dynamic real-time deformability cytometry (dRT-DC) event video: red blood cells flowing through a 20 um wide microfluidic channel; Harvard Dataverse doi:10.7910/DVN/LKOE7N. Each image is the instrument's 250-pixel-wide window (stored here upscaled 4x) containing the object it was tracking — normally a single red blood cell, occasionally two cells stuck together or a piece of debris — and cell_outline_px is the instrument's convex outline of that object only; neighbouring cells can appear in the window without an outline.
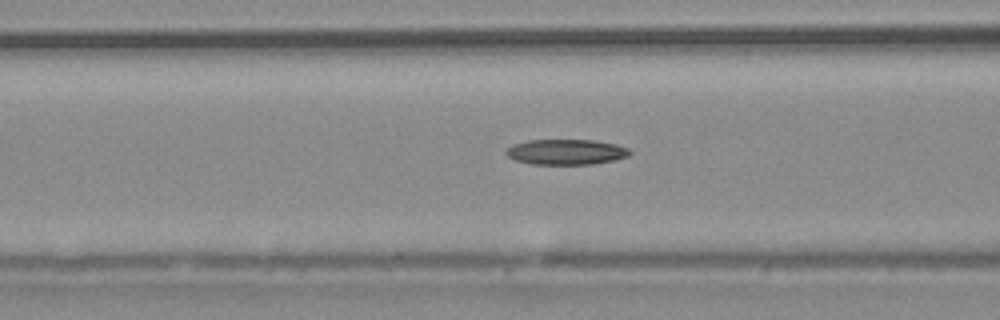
{"species": "common noctule bat (a hibernating species)", "species_latin": "Nyctalus noctula", "temperature_condition": "warm", "stored_images_in_passage": 35, "camera_frame_rate_fps": 3000, "um_per_image_px": 0.085, "animal": {"sex": "male", "body_mass_g": 20.4}, "frame": {"image": 1, "passage_image": 5, "time_ms": 1.333, "image_size_px": [1000, 320], "cell_outline_px": [[632, 152], [628, 156], [616, 160], [592, 164], [532, 164], [516, 160], [508, 156], [504, 152], [512, 144], [528, 140], [592, 140], [616, 144], [628, 148]], "centroid_in_image_um": [48.13, 12.91], "position_along_channel_um": 118.5, "area_um2": 18.32}}
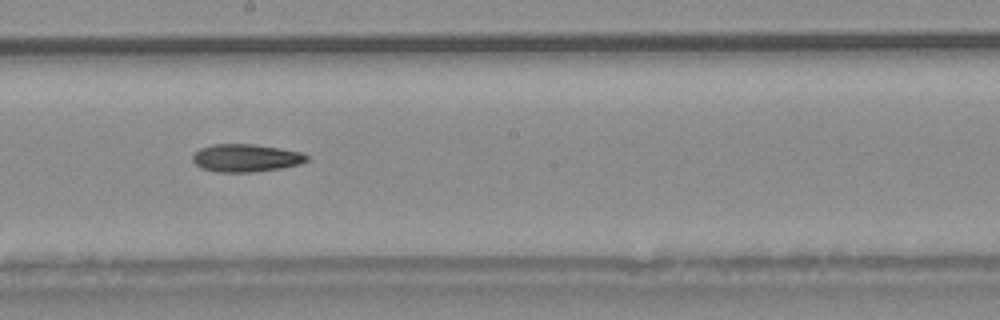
{"frame": {"image": 2, "passage_image": 13, "time_ms": 4.0, "image_size_px": [1000, 320], "cell_outline_px": [[308, 160], [300, 164], [280, 168], [252, 172], [216, 172], [200, 168], [192, 160], [192, 156], [200, 148], [212, 144], [256, 144], [300, 152], [308, 156]], "centroid_in_image_um": [20.87, 13.43], "position_along_channel_um": 227.3, "area_um2": 18.44}}
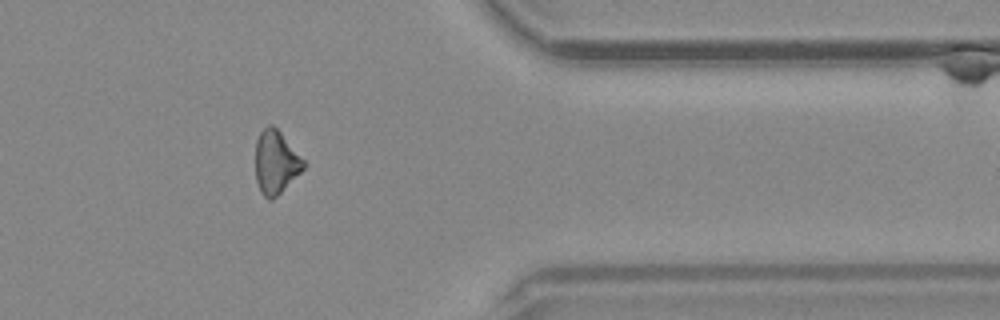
{"frame": {"image": 3, "passage_image": 26, "time_ms": 8.333, "image_size_px": [1000, 320], "cell_outline_px": [[308, 164], [272, 200], [268, 200], [260, 192], [256, 180], [256, 140], [260, 132], [268, 124], [272, 124], [280, 132]], "centroid_in_image_um": [23.43, 13.78], "position_along_channel_um": 388.0, "area_um2": 17.57}}